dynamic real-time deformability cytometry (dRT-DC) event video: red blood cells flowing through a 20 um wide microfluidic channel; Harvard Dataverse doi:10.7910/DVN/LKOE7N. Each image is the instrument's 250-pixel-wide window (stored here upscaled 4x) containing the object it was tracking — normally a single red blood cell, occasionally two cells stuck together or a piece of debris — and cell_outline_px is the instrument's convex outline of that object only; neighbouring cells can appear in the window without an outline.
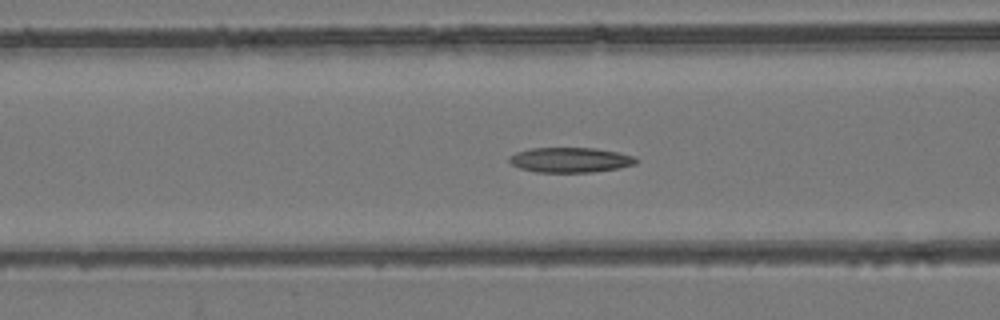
{"species": "common noctule bat (a hibernating species)", "species_latin": "Nyctalus noctula", "temperature_condition": "room temperature", "stored_images_in_passage": 53, "camera_frame_rate_fps": 3000, "um_per_image_px": 0.085, "animal": {"sex": "female", "body_mass_g": 24.6, "forearm_length_mm": 56.2}, "frame": {"image": 1, "passage_image": 21, "time_ms": 6.667, "image_size_px": [1000, 320], "cell_outline_px": [[640, 160], [636, 164], [620, 168], [592, 172], [536, 172], [520, 168], [512, 164], [508, 160], [508, 156], [516, 152], [528, 148], [596, 148], [636, 156]], "centroid_in_image_um": [48.49, 13.59], "position_along_channel_um": 118.1, "area_um2": 18.67}}
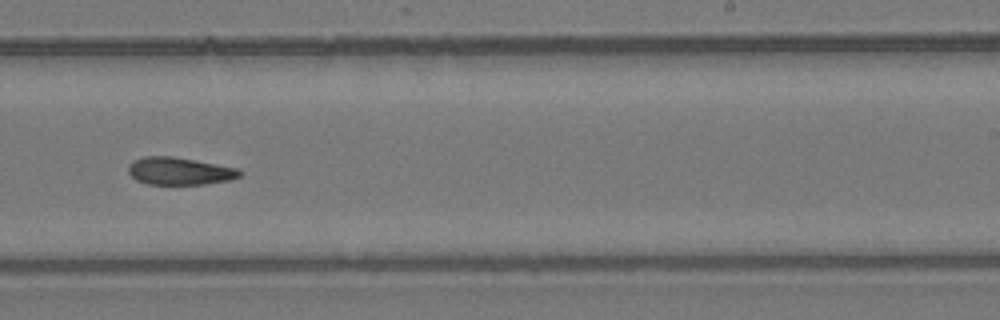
{"frame": {"image": 2, "passage_image": 33, "time_ms": 10.667, "image_size_px": [1000, 320], "cell_outline_px": [[240, 176], [228, 180], [204, 184], [148, 184], [136, 180], [128, 172], [128, 164], [144, 156], [172, 156], [196, 160], [236, 168], [240, 172]], "centroid_in_image_um": [15.21, 14.54], "position_along_channel_um": 273.8, "area_um2": 17.63}}
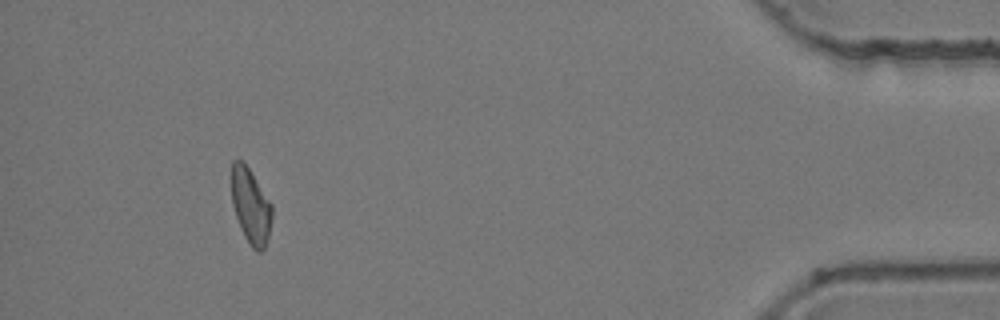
{"frame": {"image": 3, "passage_image": 49, "time_ms": 16.0, "image_size_px": [1000, 320], "cell_outline_px": [[272, 220], [268, 236], [264, 248], [260, 252], [256, 252], [252, 248], [244, 236], [240, 228], [232, 204], [232, 160], [240, 160], [248, 168], [272, 204]], "centroid_in_image_um": [21.31, 17.55], "position_along_channel_um": 413.9, "area_um2": 17.51}}